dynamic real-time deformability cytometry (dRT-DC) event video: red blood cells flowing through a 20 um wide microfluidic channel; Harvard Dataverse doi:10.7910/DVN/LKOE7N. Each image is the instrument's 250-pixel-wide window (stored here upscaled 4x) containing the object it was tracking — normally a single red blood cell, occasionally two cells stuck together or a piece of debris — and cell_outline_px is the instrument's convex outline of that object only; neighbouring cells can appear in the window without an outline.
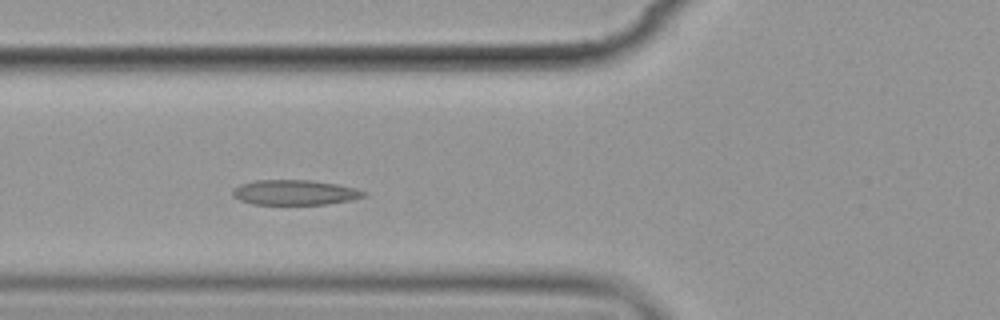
{"species": "common noctule bat (a hibernating species)", "species_latin": "Nyctalus noctula", "temperature_condition": "cold", "stored_images_in_passage": 5, "camera_frame_rate_fps": 3000, "um_per_image_px": 0.085, "animal": {"sex": "female", "body_mass_g": 19.9}, "frame": {"image": 1, "passage_image": 4, "time_ms": 4.333, "image_size_px": [1000, 320], "cell_outline_px": [[368, 192], [364, 196], [352, 200], [324, 204], [252, 204], [240, 200], [232, 196], [232, 188], [240, 184], [256, 180], [312, 180], [336, 184], [356, 188]], "centroid_in_image_um": [25.04, 16.35], "position_along_channel_um": 100.8, "area_um2": 19.19}}
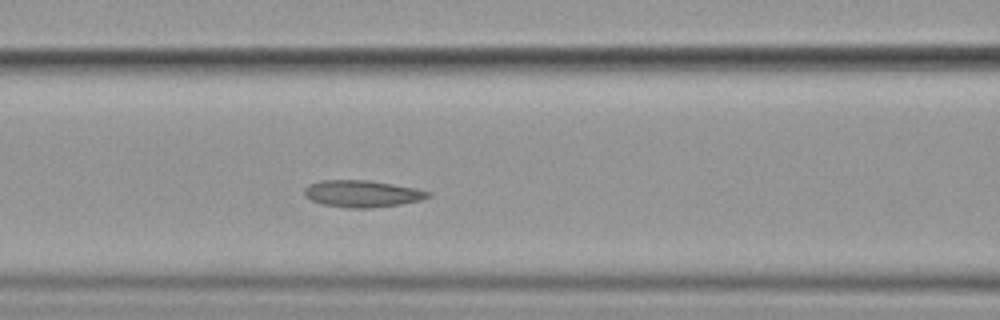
{"frame": {"image": 2, "passage_image": 5, "time_ms": 5.333, "image_size_px": [1000, 320], "cell_outline_px": [[432, 196], [420, 200], [400, 204], [372, 208], [352, 208], [320, 204], [304, 196], [304, 188], [308, 184], [320, 180], [368, 180], [416, 188], [432, 192]], "centroid_in_image_um": [30.77, 16.46], "position_along_channel_um": 135.8, "area_um2": 19.48}}